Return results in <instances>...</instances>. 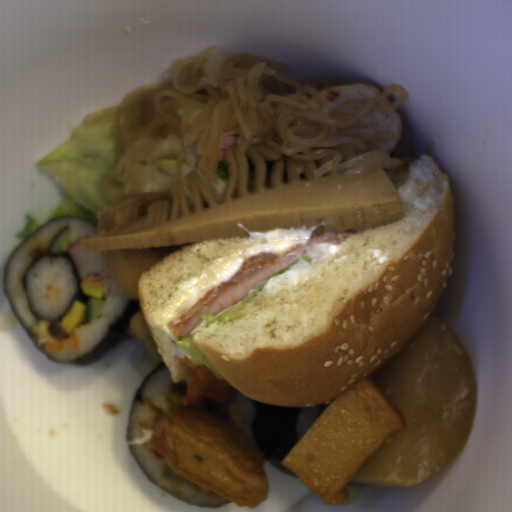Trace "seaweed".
<instances>
[{
	"mask_svg": "<svg viewBox=\"0 0 512 512\" xmlns=\"http://www.w3.org/2000/svg\"><path fill=\"white\" fill-rule=\"evenodd\" d=\"M61 219H77L80 221H84L87 223H90L93 232L96 235H98V230L94 226L93 223L89 222L86 219L77 217V216H60L58 218H55L51 221H48L29 233L25 239L19 244V246L16 248V250L13 252V254L10 256V258L5 263L4 267V273H3V284H2V293L4 295V298L6 300L7 306L15 318L18 325L21 327V329L24 331V333L27 335V337L30 339V341L33 343V345L36 347V349L39 351L41 356L44 360L53 361L57 363H64V364H71V365H78V366H89L94 363L100 362L109 352H111L122 340L124 334L128 330L131 321L135 314L142 310L139 301H134L127 297V301L123 309L120 311V313L117 315V317L114 319V321L111 323V325L108 327L105 334L81 357L77 358L74 361H54L50 359L49 357L45 356L43 352L39 349V347L36 345V343L32 340V338L27 333L26 329L22 325L21 321L17 317L16 313L12 309L9 299L6 292V284H5V276L7 273L8 266L13 259L14 255L18 252V250L25 244V242L32 237L34 234H36L39 230H41L43 227H45L50 222H54Z\"/></svg>",
	"mask_w": 512,
	"mask_h": 512,
	"instance_id": "obj_2",
	"label": "seaweed"
},
{
	"mask_svg": "<svg viewBox=\"0 0 512 512\" xmlns=\"http://www.w3.org/2000/svg\"><path fill=\"white\" fill-rule=\"evenodd\" d=\"M65 258L67 263L69 264L70 268H71V272H72V275H73V278H74V281H75V284H76V288H75V293L72 297V300L68 306V308L66 309L65 313L60 315L59 317L57 318H53V319H47L45 317H42L40 316L38 313H36L33 308L31 307L30 305V302H29V297H28V293H27V284H26V277H27V273L28 271L32 268V266L40 261L41 259L43 258ZM81 283H82V279L80 280L79 279V276L77 274V271L67 253V251H48L47 253H43V254H39L36 258H34L31 263L29 264V266L27 267L26 271L24 272L23 274V280H22V286H23V290H24V293H25V296H26V300H27V303H28V306L30 308V311H31V314L32 316L38 318V319H45V320H49V321H57V320H60L62 319L63 317L66 316L71 304L73 301L77 300L79 303H83V304H88L89 300H90V295L87 294L83 288L81 287Z\"/></svg>",
	"mask_w": 512,
	"mask_h": 512,
	"instance_id": "obj_4",
	"label": "seaweed"
},
{
	"mask_svg": "<svg viewBox=\"0 0 512 512\" xmlns=\"http://www.w3.org/2000/svg\"><path fill=\"white\" fill-rule=\"evenodd\" d=\"M165 366L163 360L158 363L157 365H155L154 367H152L149 372L144 376V378L141 380L140 384L138 385V387L136 388L134 394H133V397H132V401H131V404H130V407H129V412H128V418H127V424H126V444L129 448V451L131 453V456L134 460V462L137 464V466L142 470V472L147 476V478L152 482V484L160 489H162L163 491L177 497L178 499L186 502V503H190V504H194V505H198V506H201V507H205V508H215V507H221L223 505H226L228 503H231V501H227V499L225 500V502L223 504H218V505H212V506H204V505H201V504H197V503H194V502H190L186 499H184L183 497L173 493L172 491L162 487L161 485L157 484L155 482V480L152 478V476L148 473V471L144 468V466L141 464V462L139 461L132 445H131V437H130V424H131V416H132V413H133V410L135 408V405L138 401V399L140 398L144 388L146 387V385L148 384V382L150 381V379L153 377V375L158 372L159 370L163 369Z\"/></svg>",
	"mask_w": 512,
	"mask_h": 512,
	"instance_id": "obj_3",
	"label": "seaweed"
},
{
	"mask_svg": "<svg viewBox=\"0 0 512 512\" xmlns=\"http://www.w3.org/2000/svg\"><path fill=\"white\" fill-rule=\"evenodd\" d=\"M254 427L258 436L256 446L276 471L301 479L283 465L300 438L302 407L275 406L250 397Z\"/></svg>",
	"mask_w": 512,
	"mask_h": 512,
	"instance_id": "obj_1",
	"label": "seaweed"
}]
</instances>
